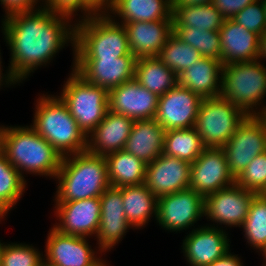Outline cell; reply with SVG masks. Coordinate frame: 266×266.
I'll return each mask as SVG.
<instances>
[{
	"mask_svg": "<svg viewBox=\"0 0 266 266\" xmlns=\"http://www.w3.org/2000/svg\"><path fill=\"white\" fill-rule=\"evenodd\" d=\"M0 31L9 50L7 65L22 86L37 70L55 65L68 47L72 60L68 69H74L75 23L70 18L44 7L15 12L0 19Z\"/></svg>",
	"mask_w": 266,
	"mask_h": 266,
	"instance_id": "1",
	"label": "cell"
},
{
	"mask_svg": "<svg viewBox=\"0 0 266 266\" xmlns=\"http://www.w3.org/2000/svg\"><path fill=\"white\" fill-rule=\"evenodd\" d=\"M3 152L30 185L28 177H42L53 182L63 158L29 123H8Z\"/></svg>",
	"mask_w": 266,
	"mask_h": 266,
	"instance_id": "2",
	"label": "cell"
},
{
	"mask_svg": "<svg viewBox=\"0 0 266 266\" xmlns=\"http://www.w3.org/2000/svg\"><path fill=\"white\" fill-rule=\"evenodd\" d=\"M32 99L33 113L29 125L62 157L87 151V136L54 91H39Z\"/></svg>",
	"mask_w": 266,
	"mask_h": 266,
	"instance_id": "3",
	"label": "cell"
},
{
	"mask_svg": "<svg viewBox=\"0 0 266 266\" xmlns=\"http://www.w3.org/2000/svg\"><path fill=\"white\" fill-rule=\"evenodd\" d=\"M51 202L100 197L111 186L105 156L84 151L62 158Z\"/></svg>",
	"mask_w": 266,
	"mask_h": 266,
	"instance_id": "4",
	"label": "cell"
},
{
	"mask_svg": "<svg viewBox=\"0 0 266 266\" xmlns=\"http://www.w3.org/2000/svg\"><path fill=\"white\" fill-rule=\"evenodd\" d=\"M221 97L247 116L266 108V65L257 60L222 65Z\"/></svg>",
	"mask_w": 266,
	"mask_h": 266,
	"instance_id": "5",
	"label": "cell"
},
{
	"mask_svg": "<svg viewBox=\"0 0 266 266\" xmlns=\"http://www.w3.org/2000/svg\"><path fill=\"white\" fill-rule=\"evenodd\" d=\"M132 54L127 31L108 14L75 23L74 58H118Z\"/></svg>",
	"mask_w": 266,
	"mask_h": 266,
	"instance_id": "6",
	"label": "cell"
},
{
	"mask_svg": "<svg viewBox=\"0 0 266 266\" xmlns=\"http://www.w3.org/2000/svg\"><path fill=\"white\" fill-rule=\"evenodd\" d=\"M55 92L67 105L79 128L88 135L100 124L109 110L108 90L86 81L74 69ZM63 84V85H62Z\"/></svg>",
	"mask_w": 266,
	"mask_h": 266,
	"instance_id": "7",
	"label": "cell"
},
{
	"mask_svg": "<svg viewBox=\"0 0 266 266\" xmlns=\"http://www.w3.org/2000/svg\"><path fill=\"white\" fill-rule=\"evenodd\" d=\"M247 115L229 100L219 96L203 99L194 128L205 147L222 148Z\"/></svg>",
	"mask_w": 266,
	"mask_h": 266,
	"instance_id": "8",
	"label": "cell"
},
{
	"mask_svg": "<svg viewBox=\"0 0 266 266\" xmlns=\"http://www.w3.org/2000/svg\"><path fill=\"white\" fill-rule=\"evenodd\" d=\"M204 209V196L191 188L167 194L158 198L155 225L163 233L186 234L204 224Z\"/></svg>",
	"mask_w": 266,
	"mask_h": 266,
	"instance_id": "9",
	"label": "cell"
},
{
	"mask_svg": "<svg viewBox=\"0 0 266 266\" xmlns=\"http://www.w3.org/2000/svg\"><path fill=\"white\" fill-rule=\"evenodd\" d=\"M257 194L236 182L204 197V224L233 232L243 225ZM206 222V223H205Z\"/></svg>",
	"mask_w": 266,
	"mask_h": 266,
	"instance_id": "10",
	"label": "cell"
},
{
	"mask_svg": "<svg viewBox=\"0 0 266 266\" xmlns=\"http://www.w3.org/2000/svg\"><path fill=\"white\" fill-rule=\"evenodd\" d=\"M48 230L44 261L51 266H95L106 256L94 239L65 235L51 225Z\"/></svg>",
	"mask_w": 266,
	"mask_h": 266,
	"instance_id": "11",
	"label": "cell"
},
{
	"mask_svg": "<svg viewBox=\"0 0 266 266\" xmlns=\"http://www.w3.org/2000/svg\"><path fill=\"white\" fill-rule=\"evenodd\" d=\"M222 148L236 179L254 157L266 151V121L260 115L247 116Z\"/></svg>",
	"mask_w": 266,
	"mask_h": 266,
	"instance_id": "12",
	"label": "cell"
},
{
	"mask_svg": "<svg viewBox=\"0 0 266 266\" xmlns=\"http://www.w3.org/2000/svg\"><path fill=\"white\" fill-rule=\"evenodd\" d=\"M53 203V204H52ZM51 226L65 235L94 239L101 217L100 198L51 202Z\"/></svg>",
	"mask_w": 266,
	"mask_h": 266,
	"instance_id": "13",
	"label": "cell"
},
{
	"mask_svg": "<svg viewBox=\"0 0 266 266\" xmlns=\"http://www.w3.org/2000/svg\"><path fill=\"white\" fill-rule=\"evenodd\" d=\"M231 235L227 230L206 224L184 234L179 250L186 266H208L221 258L234 246Z\"/></svg>",
	"mask_w": 266,
	"mask_h": 266,
	"instance_id": "14",
	"label": "cell"
},
{
	"mask_svg": "<svg viewBox=\"0 0 266 266\" xmlns=\"http://www.w3.org/2000/svg\"><path fill=\"white\" fill-rule=\"evenodd\" d=\"M99 198L101 217L94 241L107 256L116 251L130 230L136 231L126 220L121 188L109 186Z\"/></svg>",
	"mask_w": 266,
	"mask_h": 266,
	"instance_id": "15",
	"label": "cell"
},
{
	"mask_svg": "<svg viewBox=\"0 0 266 266\" xmlns=\"http://www.w3.org/2000/svg\"><path fill=\"white\" fill-rule=\"evenodd\" d=\"M136 60L133 54L118 58H74V70L89 83L109 91L134 78Z\"/></svg>",
	"mask_w": 266,
	"mask_h": 266,
	"instance_id": "16",
	"label": "cell"
},
{
	"mask_svg": "<svg viewBox=\"0 0 266 266\" xmlns=\"http://www.w3.org/2000/svg\"><path fill=\"white\" fill-rule=\"evenodd\" d=\"M234 183L223 148L206 147L191 163L189 188L204 197Z\"/></svg>",
	"mask_w": 266,
	"mask_h": 266,
	"instance_id": "17",
	"label": "cell"
},
{
	"mask_svg": "<svg viewBox=\"0 0 266 266\" xmlns=\"http://www.w3.org/2000/svg\"><path fill=\"white\" fill-rule=\"evenodd\" d=\"M202 100L200 95L177 84L159 97L155 120L166 131L193 128Z\"/></svg>",
	"mask_w": 266,
	"mask_h": 266,
	"instance_id": "18",
	"label": "cell"
},
{
	"mask_svg": "<svg viewBox=\"0 0 266 266\" xmlns=\"http://www.w3.org/2000/svg\"><path fill=\"white\" fill-rule=\"evenodd\" d=\"M109 110L133 120L155 119L159 97L134 78L108 91Z\"/></svg>",
	"mask_w": 266,
	"mask_h": 266,
	"instance_id": "19",
	"label": "cell"
},
{
	"mask_svg": "<svg viewBox=\"0 0 266 266\" xmlns=\"http://www.w3.org/2000/svg\"><path fill=\"white\" fill-rule=\"evenodd\" d=\"M191 163L165 154L146 166L145 185L157 197L185 190L190 186Z\"/></svg>",
	"mask_w": 266,
	"mask_h": 266,
	"instance_id": "20",
	"label": "cell"
},
{
	"mask_svg": "<svg viewBox=\"0 0 266 266\" xmlns=\"http://www.w3.org/2000/svg\"><path fill=\"white\" fill-rule=\"evenodd\" d=\"M123 26L127 31L130 52L136 58L158 57L173 33V19L128 22Z\"/></svg>",
	"mask_w": 266,
	"mask_h": 266,
	"instance_id": "21",
	"label": "cell"
},
{
	"mask_svg": "<svg viewBox=\"0 0 266 266\" xmlns=\"http://www.w3.org/2000/svg\"><path fill=\"white\" fill-rule=\"evenodd\" d=\"M135 120L108 110L102 122L87 137V151L99 156L124 149Z\"/></svg>",
	"mask_w": 266,
	"mask_h": 266,
	"instance_id": "22",
	"label": "cell"
},
{
	"mask_svg": "<svg viewBox=\"0 0 266 266\" xmlns=\"http://www.w3.org/2000/svg\"><path fill=\"white\" fill-rule=\"evenodd\" d=\"M219 33L222 65L257 60L260 37L256 33L250 32L233 19H226Z\"/></svg>",
	"mask_w": 266,
	"mask_h": 266,
	"instance_id": "23",
	"label": "cell"
},
{
	"mask_svg": "<svg viewBox=\"0 0 266 266\" xmlns=\"http://www.w3.org/2000/svg\"><path fill=\"white\" fill-rule=\"evenodd\" d=\"M221 60L202 57L178 75V84L200 95L203 99L221 95Z\"/></svg>",
	"mask_w": 266,
	"mask_h": 266,
	"instance_id": "24",
	"label": "cell"
},
{
	"mask_svg": "<svg viewBox=\"0 0 266 266\" xmlns=\"http://www.w3.org/2000/svg\"><path fill=\"white\" fill-rule=\"evenodd\" d=\"M127 222L139 233L156 222L158 198L145 183L121 187ZM139 231V232H138Z\"/></svg>",
	"mask_w": 266,
	"mask_h": 266,
	"instance_id": "25",
	"label": "cell"
},
{
	"mask_svg": "<svg viewBox=\"0 0 266 266\" xmlns=\"http://www.w3.org/2000/svg\"><path fill=\"white\" fill-rule=\"evenodd\" d=\"M165 132L155 119L135 120L123 150L148 164L163 154Z\"/></svg>",
	"mask_w": 266,
	"mask_h": 266,
	"instance_id": "26",
	"label": "cell"
},
{
	"mask_svg": "<svg viewBox=\"0 0 266 266\" xmlns=\"http://www.w3.org/2000/svg\"><path fill=\"white\" fill-rule=\"evenodd\" d=\"M171 0H114L107 13L120 24L136 21L173 19Z\"/></svg>",
	"mask_w": 266,
	"mask_h": 266,
	"instance_id": "27",
	"label": "cell"
},
{
	"mask_svg": "<svg viewBox=\"0 0 266 266\" xmlns=\"http://www.w3.org/2000/svg\"><path fill=\"white\" fill-rule=\"evenodd\" d=\"M105 158L112 187L121 188L145 183L147 164L133 154L120 150L107 154Z\"/></svg>",
	"mask_w": 266,
	"mask_h": 266,
	"instance_id": "28",
	"label": "cell"
},
{
	"mask_svg": "<svg viewBox=\"0 0 266 266\" xmlns=\"http://www.w3.org/2000/svg\"><path fill=\"white\" fill-rule=\"evenodd\" d=\"M134 79L158 97L178 84V76L158 57L137 58Z\"/></svg>",
	"mask_w": 266,
	"mask_h": 266,
	"instance_id": "29",
	"label": "cell"
},
{
	"mask_svg": "<svg viewBox=\"0 0 266 266\" xmlns=\"http://www.w3.org/2000/svg\"><path fill=\"white\" fill-rule=\"evenodd\" d=\"M30 184L21 176L20 172L12 166L7 156L0 153V205L10 214L18 209L24 194L29 190Z\"/></svg>",
	"mask_w": 266,
	"mask_h": 266,
	"instance_id": "30",
	"label": "cell"
},
{
	"mask_svg": "<svg viewBox=\"0 0 266 266\" xmlns=\"http://www.w3.org/2000/svg\"><path fill=\"white\" fill-rule=\"evenodd\" d=\"M173 27L219 31L226 20L211 4L173 7Z\"/></svg>",
	"mask_w": 266,
	"mask_h": 266,
	"instance_id": "31",
	"label": "cell"
},
{
	"mask_svg": "<svg viewBox=\"0 0 266 266\" xmlns=\"http://www.w3.org/2000/svg\"><path fill=\"white\" fill-rule=\"evenodd\" d=\"M246 248L258 254L266 246V194L256 195L251 202L248 215L239 229Z\"/></svg>",
	"mask_w": 266,
	"mask_h": 266,
	"instance_id": "32",
	"label": "cell"
},
{
	"mask_svg": "<svg viewBox=\"0 0 266 266\" xmlns=\"http://www.w3.org/2000/svg\"><path fill=\"white\" fill-rule=\"evenodd\" d=\"M206 147L196 129H170L165 132L163 154L193 163Z\"/></svg>",
	"mask_w": 266,
	"mask_h": 266,
	"instance_id": "33",
	"label": "cell"
},
{
	"mask_svg": "<svg viewBox=\"0 0 266 266\" xmlns=\"http://www.w3.org/2000/svg\"><path fill=\"white\" fill-rule=\"evenodd\" d=\"M158 58L178 76L199 61L202 55L190 44L182 42L172 33L162 47Z\"/></svg>",
	"mask_w": 266,
	"mask_h": 266,
	"instance_id": "34",
	"label": "cell"
},
{
	"mask_svg": "<svg viewBox=\"0 0 266 266\" xmlns=\"http://www.w3.org/2000/svg\"><path fill=\"white\" fill-rule=\"evenodd\" d=\"M173 34L182 42L198 50L202 57L221 60L219 31L201 30L192 27H173Z\"/></svg>",
	"mask_w": 266,
	"mask_h": 266,
	"instance_id": "35",
	"label": "cell"
},
{
	"mask_svg": "<svg viewBox=\"0 0 266 266\" xmlns=\"http://www.w3.org/2000/svg\"><path fill=\"white\" fill-rule=\"evenodd\" d=\"M39 244L27 241L5 240L1 266H40L44 262V250Z\"/></svg>",
	"mask_w": 266,
	"mask_h": 266,
	"instance_id": "36",
	"label": "cell"
},
{
	"mask_svg": "<svg viewBox=\"0 0 266 266\" xmlns=\"http://www.w3.org/2000/svg\"><path fill=\"white\" fill-rule=\"evenodd\" d=\"M235 182L257 195L266 194V151L254 157Z\"/></svg>",
	"mask_w": 266,
	"mask_h": 266,
	"instance_id": "37",
	"label": "cell"
},
{
	"mask_svg": "<svg viewBox=\"0 0 266 266\" xmlns=\"http://www.w3.org/2000/svg\"><path fill=\"white\" fill-rule=\"evenodd\" d=\"M259 37L266 31V13L262 0H255L232 18Z\"/></svg>",
	"mask_w": 266,
	"mask_h": 266,
	"instance_id": "38",
	"label": "cell"
},
{
	"mask_svg": "<svg viewBox=\"0 0 266 266\" xmlns=\"http://www.w3.org/2000/svg\"><path fill=\"white\" fill-rule=\"evenodd\" d=\"M43 7L70 18L74 23L85 19V0H44Z\"/></svg>",
	"mask_w": 266,
	"mask_h": 266,
	"instance_id": "39",
	"label": "cell"
},
{
	"mask_svg": "<svg viewBox=\"0 0 266 266\" xmlns=\"http://www.w3.org/2000/svg\"><path fill=\"white\" fill-rule=\"evenodd\" d=\"M44 0H0V19L15 12L35 11L43 7Z\"/></svg>",
	"mask_w": 266,
	"mask_h": 266,
	"instance_id": "40",
	"label": "cell"
},
{
	"mask_svg": "<svg viewBox=\"0 0 266 266\" xmlns=\"http://www.w3.org/2000/svg\"><path fill=\"white\" fill-rule=\"evenodd\" d=\"M0 37L2 39H0V42L2 41V43H0V91H9L8 89L13 91V88L16 89L18 86V88H20V86L22 87V85L20 84V82L13 76L10 67L9 66H5V61L3 60V50L1 49L2 45L6 46L5 48H7V42H6V38L4 36V34L0 31ZM4 43V44H3ZM2 44V45H1Z\"/></svg>",
	"mask_w": 266,
	"mask_h": 266,
	"instance_id": "41",
	"label": "cell"
},
{
	"mask_svg": "<svg viewBox=\"0 0 266 266\" xmlns=\"http://www.w3.org/2000/svg\"><path fill=\"white\" fill-rule=\"evenodd\" d=\"M255 0H212L211 4L225 19H232Z\"/></svg>",
	"mask_w": 266,
	"mask_h": 266,
	"instance_id": "42",
	"label": "cell"
},
{
	"mask_svg": "<svg viewBox=\"0 0 266 266\" xmlns=\"http://www.w3.org/2000/svg\"><path fill=\"white\" fill-rule=\"evenodd\" d=\"M114 0H85V19L97 14H107Z\"/></svg>",
	"mask_w": 266,
	"mask_h": 266,
	"instance_id": "43",
	"label": "cell"
},
{
	"mask_svg": "<svg viewBox=\"0 0 266 266\" xmlns=\"http://www.w3.org/2000/svg\"><path fill=\"white\" fill-rule=\"evenodd\" d=\"M234 251L235 250L231 248L221 258L215 260L213 263L209 264L208 266H246V262L244 259L245 257H243L241 253L236 254L237 252Z\"/></svg>",
	"mask_w": 266,
	"mask_h": 266,
	"instance_id": "44",
	"label": "cell"
},
{
	"mask_svg": "<svg viewBox=\"0 0 266 266\" xmlns=\"http://www.w3.org/2000/svg\"><path fill=\"white\" fill-rule=\"evenodd\" d=\"M211 2L212 0H174L173 7L206 5Z\"/></svg>",
	"mask_w": 266,
	"mask_h": 266,
	"instance_id": "45",
	"label": "cell"
},
{
	"mask_svg": "<svg viewBox=\"0 0 266 266\" xmlns=\"http://www.w3.org/2000/svg\"><path fill=\"white\" fill-rule=\"evenodd\" d=\"M257 59L266 65V31L259 38V53Z\"/></svg>",
	"mask_w": 266,
	"mask_h": 266,
	"instance_id": "46",
	"label": "cell"
},
{
	"mask_svg": "<svg viewBox=\"0 0 266 266\" xmlns=\"http://www.w3.org/2000/svg\"><path fill=\"white\" fill-rule=\"evenodd\" d=\"M10 213L3 207L0 205V224L3 225L4 223H7L8 218L10 217ZM0 225V226H1Z\"/></svg>",
	"mask_w": 266,
	"mask_h": 266,
	"instance_id": "47",
	"label": "cell"
},
{
	"mask_svg": "<svg viewBox=\"0 0 266 266\" xmlns=\"http://www.w3.org/2000/svg\"><path fill=\"white\" fill-rule=\"evenodd\" d=\"M8 124L0 122V153L3 151L4 133Z\"/></svg>",
	"mask_w": 266,
	"mask_h": 266,
	"instance_id": "48",
	"label": "cell"
},
{
	"mask_svg": "<svg viewBox=\"0 0 266 266\" xmlns=\"http://www.w3.org/2000/svg\"><path fill=\"white\" fill-rule=\"evenodd\" d=\"M257 255L260 257V263L262 262L260 266H266V246Z\"/></svg>",
	"mask_w": 266,
	"mask_h": 266,
	"instance_id": "49",
	"label": "cell"
},
{
	"mask_svg": "<svg viewBox=\"0 0 266 266\" xmlns=\"http://www.w3.org/2000/svg\"><path fill=\"white\" fill-rule=\"evenodd\" d=\"M108 256L109 255H107V256H105L97 265H95V266H112V264H111V262L112 261H109L108 260ZM114 266V265H113Z\"/></svg>",
	"mask_w": 266,
	"mask_h": 266,
	"instance_id": "50",
	"label": "cell"
},
{
	"mask_svg": "<svg viewBox=\"0 0 266 266\" xmlns=\"http://www.w3.org/2000/svg\"><path fill=\"white\" fill-rule=\"evenodd\" d=\"M3 244H4L3 238L2 239L0 238V266H1V259H2Z\"/></svg>",
	"mask_w": 266,
	"mask_h": 266,
	"instance_id": "51",
	"label": "cell"
},
{
	"mask_svg": "<svg viewBox=\"0 0 266 266\" xmlns=\"http://www.w3.org/2000/svg\"><path fill=\"white\" fill-rule=\"evenodd\" d=\"M260 116L266 121V108Z\"/></svg>",
	"mask_w": 266,
	"mask_h": 266,
	"instance_id": "52",
	"label": "cell"
},
{
	"mask_svg": "<svg viewBox=\"0 0 266 266\" xmlns=\"http://www.w3.org/2000/svg\"><path fill=\"white\" fill-rule=\"evenodd\" d=\"M40 266H51L48 263H46L45 261L40 265Z\"/></svg>",
	"mask_w": 266,
	"mask_h": 266,
	"instance_id": "53",
	"label": "cell"
},
{
	"mask_svg": "<svg viewBox=\"0 0 266 266\" xmlns=\"http://www.w3.org/2000/svg\"><path fill=\"white\" fill-rule=\"evenodd\" d=\"M263 4H264V8H265V13H266V0H262Z\"/></svg>",
	"mask_w": 266,
	"mask_h": 266,
	"instance_id": "54",
	"label": "cell"
}]
</instances>
